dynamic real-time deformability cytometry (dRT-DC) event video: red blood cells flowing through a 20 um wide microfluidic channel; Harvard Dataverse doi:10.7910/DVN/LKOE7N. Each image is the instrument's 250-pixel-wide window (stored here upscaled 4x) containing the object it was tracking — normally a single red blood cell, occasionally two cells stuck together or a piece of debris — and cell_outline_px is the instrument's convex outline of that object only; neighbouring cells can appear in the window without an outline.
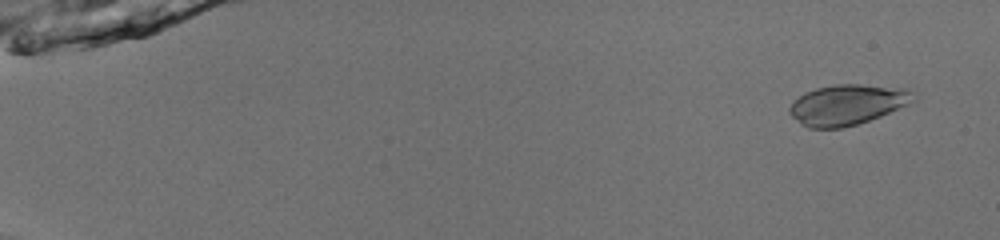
{"species": "common noctule bat (a hibernating species)", "species_latin": "Nyctalus noctula", "temperature_condition": "room temperature", "stored_images_in_passage": 53, "camera_frame_rate_fps": 3000, "um_per_image_px": 0.085, "animal": {"sex": "male", "body_mass_g": 13.0, "forearm_length_mm": 53.1}, "frame": {"image": 1, "passage_image": 4, "time_ms": 1.0, "image_size_px": [1000, 240], "cell_outline_px": [[916, 100], [880, 116], [856, 124], [840, 128], [808, 128], [792, 116], [788, 112], [788, 108], [792, 100], [816, 88], [836, 84], [860, 84], [904, 88]], "centroid_in_image_um": [71.96, 8.89], "position_along_channel_um": 13.0, "area_um2": 28.67}}
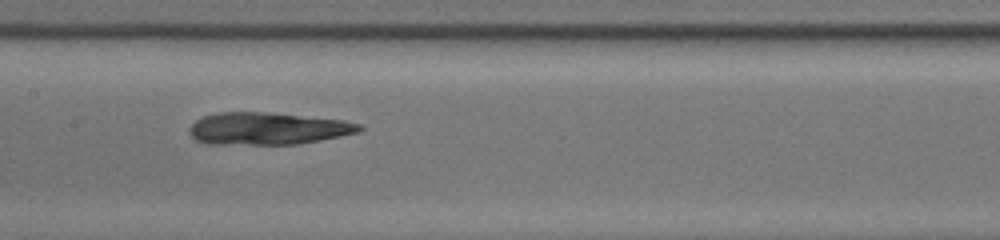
{"frame": {"image": 2, "passage_image": 29, "time_ms": 9.333, "image_size_px": [1000, 240], "cell_outline_px": [[364, 128], [360, 132], [320, 140], [296, 144], [204, 144], [196, 140], [188, 132], [188, 128], [196, 120], [204, 116], [216, 112], [264, 112], [344, 120], [360, 124]], "centroid_in_image_um": [22.72, 10.93], "position_along_channel_um": 184.7, "area_um2": 31.96}}
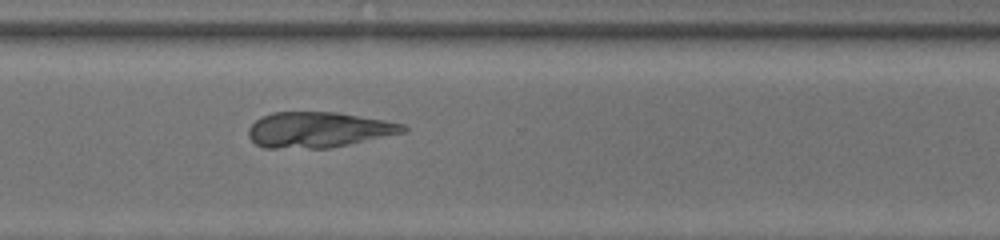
{"frame": {"image": 3, "passage_image": 41, "time_ms": 13.333, "image_size_px": [1000, 240], "cell_outline_px": [[408, 132], [328, 148], [264, 148], [256, 144], [248, 136], [248, 128], [260, 116], [272, 112], [336, 112], [384, 120], [404, 124], [408, 128]], "centroid_in_image_um": [27.06, 11.03], "position_along_channel_um": 343.5, "area_um2": 32.14}}